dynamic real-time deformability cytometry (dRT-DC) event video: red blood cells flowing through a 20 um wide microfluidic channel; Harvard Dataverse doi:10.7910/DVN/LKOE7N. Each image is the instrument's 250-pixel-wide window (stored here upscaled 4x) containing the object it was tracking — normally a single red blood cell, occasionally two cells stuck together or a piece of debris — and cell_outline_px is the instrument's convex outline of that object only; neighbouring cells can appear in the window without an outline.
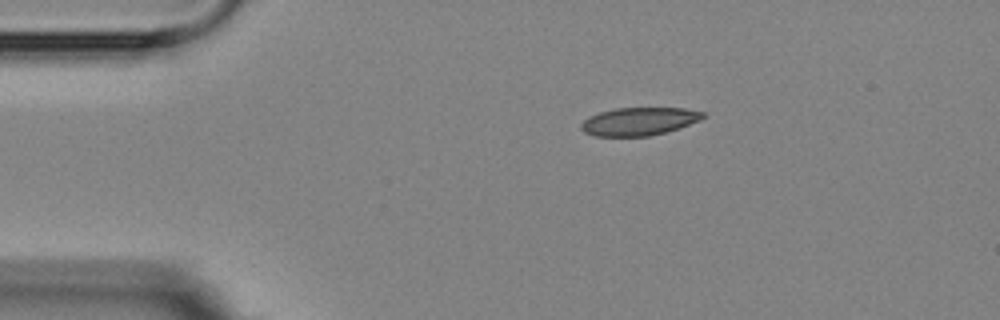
{"species": "Egyptian fruit bat (a non-hibernating species)", "species_latin": "Rousettus aegyptiacus", "temperature_condition": "room temperature", "stored_images_in_passage": 2, "camera_frame_rate_fps": 3000, "um_per_image_px": 0.085, "animal": {"sex": "female"}, "frame": {"image": 1, "passage_image": 1, "time_ms": 0.0, "image_size_px": [1000, 320], "cell_outline_px": [[708, 116], [700, 120], [664, 132], [648, 136], [596, 136], [584, 132], [580, 128], [580, 124], [584, 120], [600, 112], [616, 108], [684, 108], [704, 112]], "centroid_in_image_um": [54.32, 10.31], "position_along_channel_um": 30.7, "area_um2": 19.65}}